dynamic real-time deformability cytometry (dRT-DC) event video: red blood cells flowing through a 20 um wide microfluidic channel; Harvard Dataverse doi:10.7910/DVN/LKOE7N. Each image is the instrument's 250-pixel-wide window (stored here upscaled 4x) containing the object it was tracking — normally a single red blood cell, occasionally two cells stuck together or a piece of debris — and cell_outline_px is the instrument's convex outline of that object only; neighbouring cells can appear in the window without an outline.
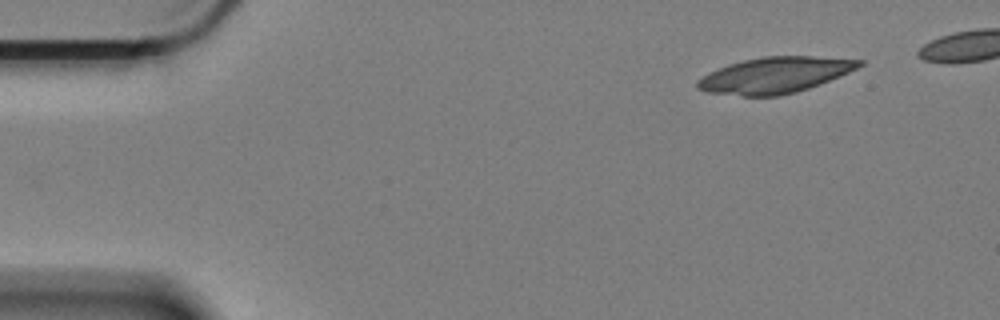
{"species": "Egyptian fruit bat (a non-hibernating species)", "species_latin": "Rousettus aegyptiacus", "temperature_condition": "cold", "stored_images_in_passage": 49, "camera_frame_rate_fps": 3000, "um_per_image_px": 0.085, "animal": {"sex": "female"}, "frame": {"image": 1, "passage_image": 1, "time_ms": 0.0, "image_size_px": [1000, 320], "cell_outline_px": [[864, 64], [848, 72], [808, 88], [796, 92], [780, 96], [740, 96], [704, 92], [696, 88], [696, 80], [708, 72], [728, 64], [744, 60], [764, 56], [812, 56], [864, 60]], "centroid_in_image_um": [65.79, 6.39], "position_along_channel_um": 19.2, "area_um2": 33.87}}